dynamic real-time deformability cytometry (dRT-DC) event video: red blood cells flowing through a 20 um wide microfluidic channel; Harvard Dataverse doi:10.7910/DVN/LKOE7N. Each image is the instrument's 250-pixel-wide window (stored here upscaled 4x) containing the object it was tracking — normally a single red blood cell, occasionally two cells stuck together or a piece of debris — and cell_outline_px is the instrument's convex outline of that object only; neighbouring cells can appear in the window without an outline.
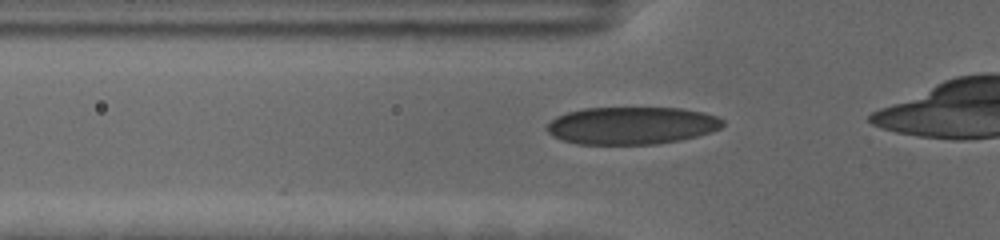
{"species": "human", "species_latin": "Homo sapiens", "temperature_condition": "cold", "stored_images_in_passage": 34, "camera_frame_rate_fps": 3000, "um_per_image_px": 0.085, "donor": {"sex": "female"}, "frame": {"image": 1, "passage_image": 3, "time_ms": 0.667, "image_size_px": [1000, 240], "cell_outline_px": [[724, 124], [720, 128], [712, 132], [680, 140], [656, 144], [576, 144], [560, 140], [552, 136], [544, 128], [556, 116], [568, 112], [584, 108], [680, 108], [704, 112], [716, 116], [724, 120]], "centroid_in_image_um": [53.67, 10.67], "position_along_channel_um": 72.1, "area_um2": 38.61}}
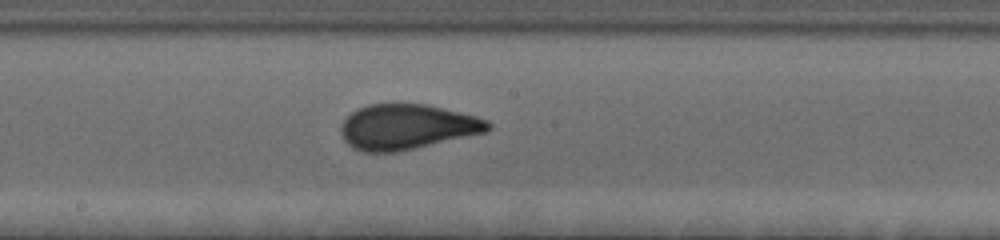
{"frame": {"image": 2, "passage_image": 15, "time_ms": 4.667, "image_size_px": [1000, 240], "cell_outline_px": [[492, 128], [484, 132], [396, 152], [364, 152], [352, 148], [344, 140], [340, 128], [344, 120], [356, 108], [368, 104], [424, 104], [476, 116], [488, 120], [492, 124]], "centroid_in_image_um": [34.56, 10.78], "position_along_channel_um": 213.6, "area_um2": 38.32}}
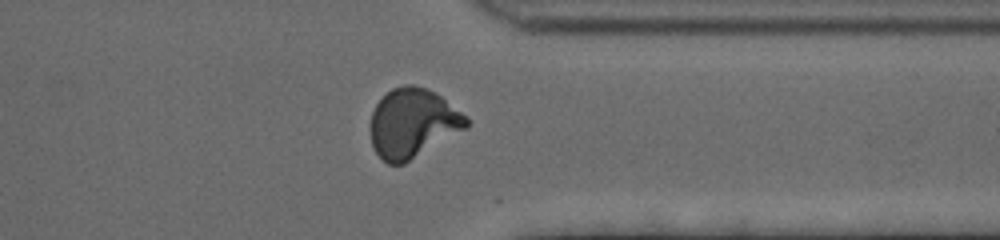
{"frame": {"image": 3, "passage_image": 29, "time_ms": 9.333, "image_size_px": [1000, 240], "cell_outline_px": [[468, 128], [404, 164], [388, 164], [376, 152], [372, 144], [368, 128], [372, 112], [376, 104], [392, 88], [408, 84], [412, 84], [428, 88], [440, 96], [468, 116]], "centroid_in_image_um": [35.08, 10.47], "position_along_channel_um": 376.3, "area_um2": 38.96}, "authors_computed_cell_mechanics": {"area_um2": 38.1769, "velocity_mm_per_s": 3.5383, "shape_relaxation_time_tau1_ms": 8.0741, "shape_relaxation_time_tau2_ms": null, "deformation_change_tau1": 0.2209, "deformation_change_tau2": null}}